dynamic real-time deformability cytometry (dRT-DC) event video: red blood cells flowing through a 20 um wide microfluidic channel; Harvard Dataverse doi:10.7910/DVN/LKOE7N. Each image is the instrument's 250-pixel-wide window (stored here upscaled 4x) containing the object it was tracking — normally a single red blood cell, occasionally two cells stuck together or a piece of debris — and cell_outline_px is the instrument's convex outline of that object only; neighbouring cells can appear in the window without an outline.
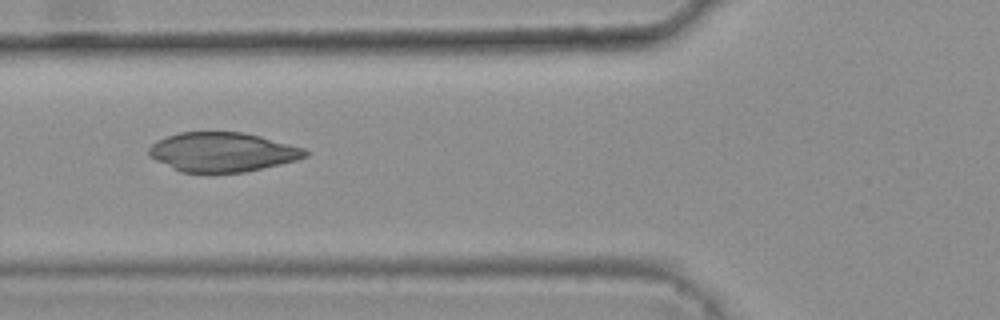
{"species": "common noctule bat (a hibernating species)", "species_latin": "Nyctalus noctula", "temperature_condition": "warm", "stored_images_in_passage": 48, "camera_frame_rate_fps": 3000, "um_per_image_px": 0.085, "animal": {"sex": "female", "body_mass_g": 25.1}, "frame": {"image": 1, "passage_image": 19, "time_ms": 6.0, "image_size_px": [1000, 320], "cell_outline_px": [[308, 156], [296, 160], [280, 164], [244, 172], [212, 176], [208, 176], [180, 172], [156, 160], [148, 152], [148, 148], [156, 140], [180, 132], [240, 132], [260, 136], [304, 148], [308, 152]], "centroid_in_image_um": [18.87, 12.97], "position_along_channel_um": 106.9, "area_um2": 36.47}}
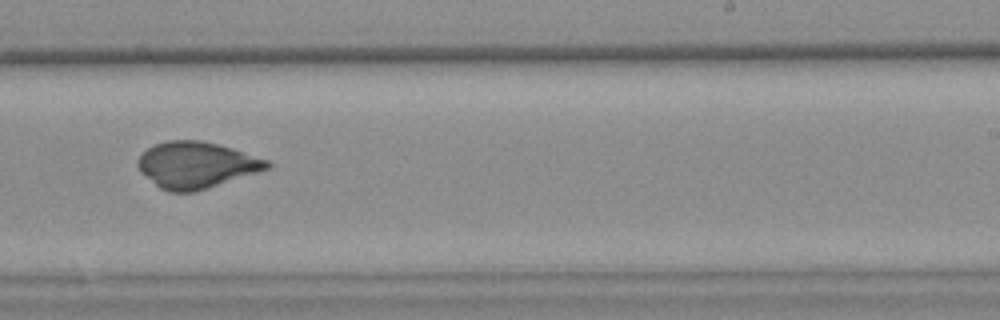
{"frame": {"image": 2, "passage_image": 32, "time_ms": 10.333, "image_size_px": [1000, 320], "cell_outline_px": [[272, 168], [196, 192], [168, 192], [160, 188], [140, 172], [136, 164], [136, 160], [148, 148], [156, 144], [168, 140], [200, 140], [232, 148], [268, 160], [272, 164]], "centroid_in_image_um": [16.69, 14.04], "position_along_channel_um": 272.3, "area_um2": 35.03}}
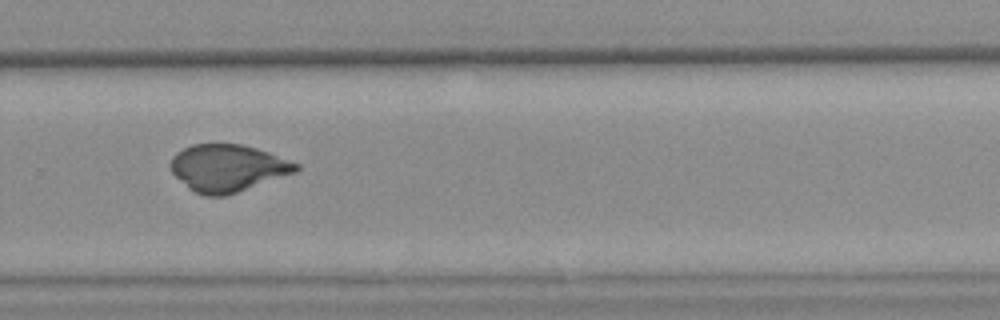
{"frame": {"image": 3, "passage_image": 35, "time_ms": 11.333, "image_size_px": [1000, 320], "cell_outline_px": [[300, 168], [296, 172], [224, 196], [204, 196], [188, 188], [172, 172], [172, 156], [176, 152], [192, 144], [240, 144], [256, 148], [268, 152], [300, 164]], "centroid_in_image_um": [19.35, 14.27], "position_along_channel_um": 310.4, "area_um2": 34.04}}